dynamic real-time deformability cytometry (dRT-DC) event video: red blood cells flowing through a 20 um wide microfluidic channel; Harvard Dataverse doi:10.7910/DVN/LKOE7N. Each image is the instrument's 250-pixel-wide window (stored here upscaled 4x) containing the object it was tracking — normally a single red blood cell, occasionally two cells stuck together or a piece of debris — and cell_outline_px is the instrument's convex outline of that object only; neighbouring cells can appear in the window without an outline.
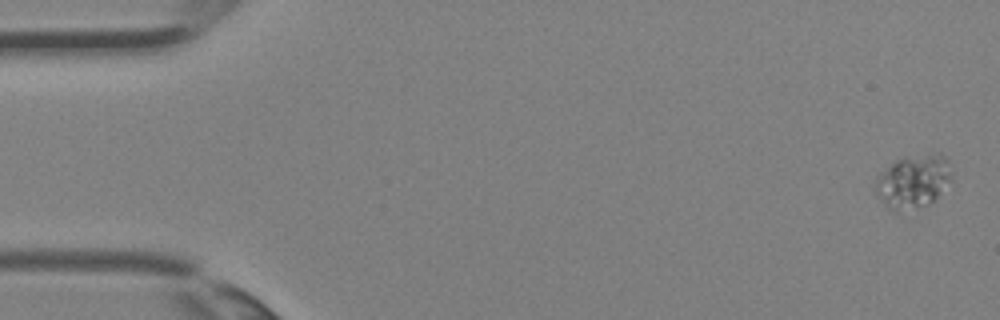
{"species": "Egyptian fruit bat (a non-hibernating species)", "species_latin": "Rousettus aegyptiacus", "temperature_condition": "room temperature", "stored_images_in_passage": 37, "camera_frame_rate_fps": 3000, "um_per_image_px": 0.085, "animal": {"sex": "female"}, "frame": {"image": 1, "passage_image": 1, "time_ms": 0.0, "image_size_px": [1000, 320], "cell_outline_px": [[952, 180], [928, 204], [896, 212], [892, 212], [876, 196], [876, 176], [880, 172], [896, 160], [904, 156], [940, 152], [948, 160], [952, 176]], "centroid_in_image_um": [77.6, 15.38], "position_along_channel_um": 7.4, "area_um2": 23.81}}
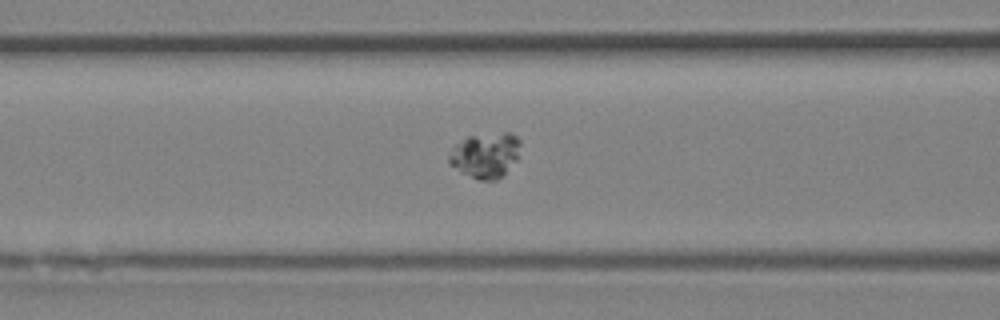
{"frame": {"image": 2, "passage_image": 15, "time_ms": 4.667, "image_size_px": [1000, 320], "cell_outline_px": [[520, 144], [516, 160], [504, 176], [496, 180], [480, 180], [460, 172], [448, 164], [448, 156], [452, 148], [456, 144], [468, 136], [504, 132], [512, 132], [520, 140]], "centroid_in_image_um": [41.26, 13.2], "position_along_channel_um": 125.3, "area_um2": 18.96}}
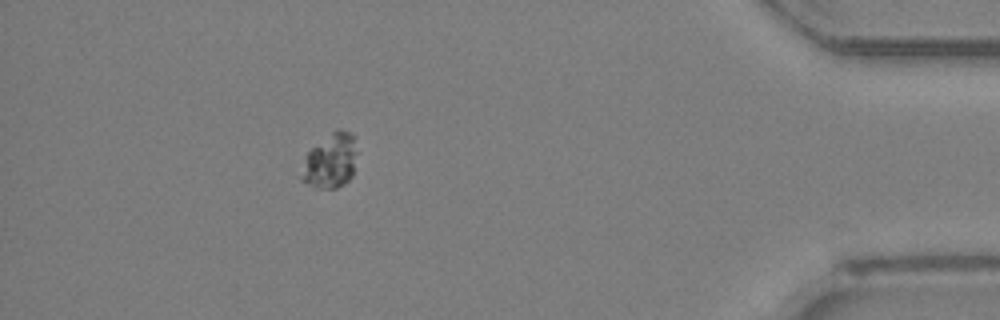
{"frame": {"image": 3, "passage_image": 33, "time_ms": 10.667, "image_size_px": [1000, 320], "cell_outline_px": [[356, 152], [352, 176], [344, 184], [336, 188], [316, 188], [300, 180], [300, 176], [304, 156], [312, 148], [336, 128], [352, 132], [356, 136]], "centroid_in_image_um": [28.08, 13.66], "position_along_channel_um": 407.1, "area_um2": 17.92}}